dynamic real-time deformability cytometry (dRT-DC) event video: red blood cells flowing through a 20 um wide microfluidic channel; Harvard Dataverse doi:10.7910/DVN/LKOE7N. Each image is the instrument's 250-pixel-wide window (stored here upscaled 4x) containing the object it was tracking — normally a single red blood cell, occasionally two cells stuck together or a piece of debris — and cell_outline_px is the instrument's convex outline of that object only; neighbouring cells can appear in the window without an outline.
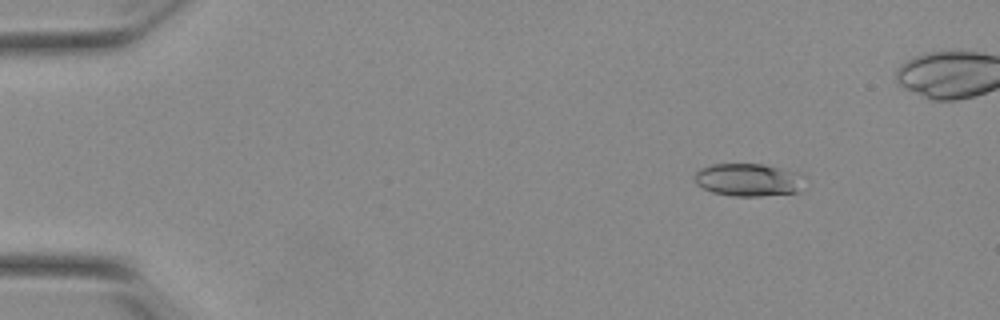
{"species": "Egyptian fruit bat (a non-hibernating species)", "species_latin": "Rousettus aegyptiacus", "temperature_condition": "warm", "stored_images_in_passage": 50, "segment_of_instrument_passage": [1, 2], "camera_frame_rate_fps": 3000, "um_per_image_px": 0.085, "animal": {"sex": "female"}, "frame": {"image": 1, "passage_image": 3, "time_ms": 0.667, "image_size_px": [1000, 320], "cell_outline_px": [[804, 176], [800, 192], [760, 196], [732, 196], [712, 192], [696, 184], [696, 172], [700, 168], [712, 164], [764, 164], [780, 168]], "centroid_in_image_um": [63.6, 15.29], "position_along_channel_um": 21.4, "area_um2": 20.87}}
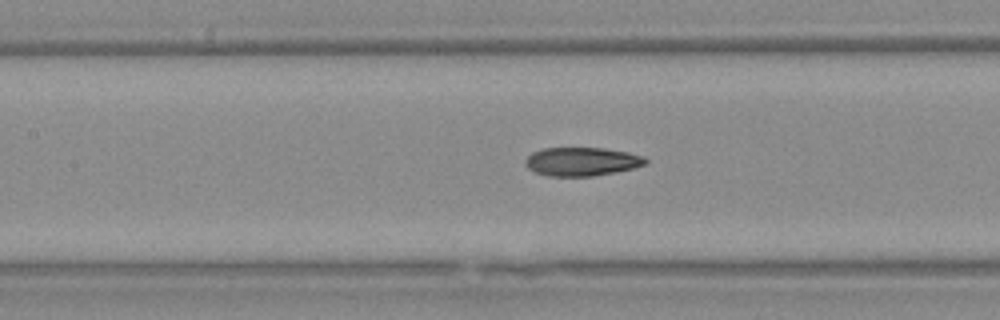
{"frame": {"image": 2, "passage_image": 21, "time_ms": 6.667, "image_size_px": [1000, 320], "cell_outline_px": [[648, 164], [616, 172], [592, 176], [548, 176], [536, 172], [528, 168], [524, 164], [524, 160], [532, 152], [544, 148], [604, 148], [628, 152], [644, 156], [648, 160]], "centroid_in_image_um": [49.46, 13.73], "position_along_channel_um": 157.9, "area_um2": 20.11}}
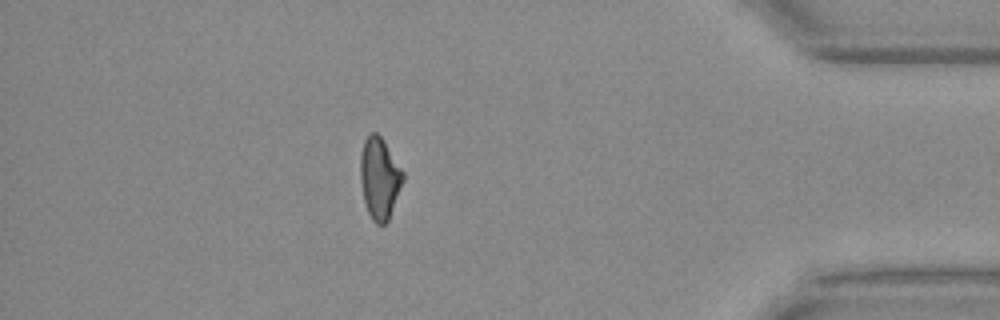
{"frame": {"image": 3, "passage_image": 43, "time_ms": 14.0, "image_size_px": [1000, 320], "cell_outline_px": [[404, 180], [388, 220], [384, 224], [376, 224], [372, 220], [368, 212], [364, 200], [360, 180], [360, 156], [364, 140], [372, 132], [376, 132], [380, 136], [404, 172]], "centroid_in_image_um": [32.25, 15.15], "position_along_channel_um": 402.9, "area_um2": 20.06}}